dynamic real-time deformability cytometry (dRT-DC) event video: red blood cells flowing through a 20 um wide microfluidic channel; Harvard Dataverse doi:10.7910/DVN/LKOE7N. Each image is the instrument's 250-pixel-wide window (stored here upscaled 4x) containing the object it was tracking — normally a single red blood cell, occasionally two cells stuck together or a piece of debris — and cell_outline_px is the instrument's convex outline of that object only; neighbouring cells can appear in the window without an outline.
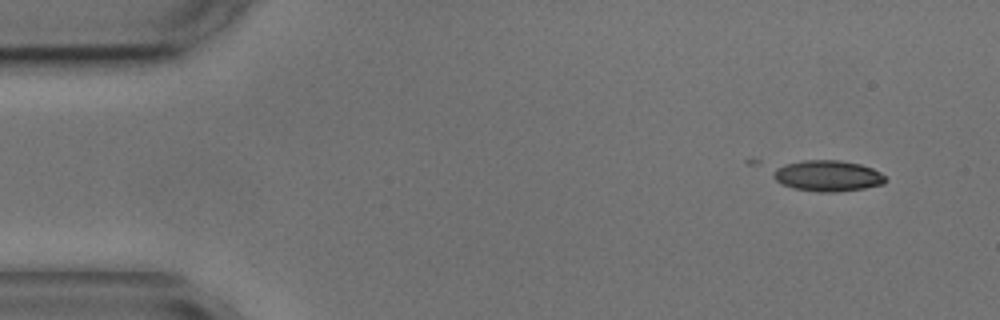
{"species": "common noctule bat (a hibernating species)", "species_latin": "Nyctalus noctula", "temperature_condition": "cold", "stored_images_in_passage": 4, "camera_frame_rate_fps": 3000, "um_per_image_px": 0.085, "animal": {"sex": "male", "body_mass_g": 17.9, "forearm_length_mm": 54.2}, "frame": {"image": 1, "passage_image": 1, "time_ms": 0.0, "image_size_px": [1000, 320], "cell_outline_px": [[888, 180], [884, 184], [864, 188], [836, 192], [820, 192], [792, 188], [780, 184], [772, 176], [772, 172], [776, 168], [784, 164], [804, 160], [840, 160], [860, 164], [872, 168], [880, 172]], "centroid_in_image_um": [70.34, 14.95], "position_along_channel_um": 14.7, "area_um2": 20.4}}